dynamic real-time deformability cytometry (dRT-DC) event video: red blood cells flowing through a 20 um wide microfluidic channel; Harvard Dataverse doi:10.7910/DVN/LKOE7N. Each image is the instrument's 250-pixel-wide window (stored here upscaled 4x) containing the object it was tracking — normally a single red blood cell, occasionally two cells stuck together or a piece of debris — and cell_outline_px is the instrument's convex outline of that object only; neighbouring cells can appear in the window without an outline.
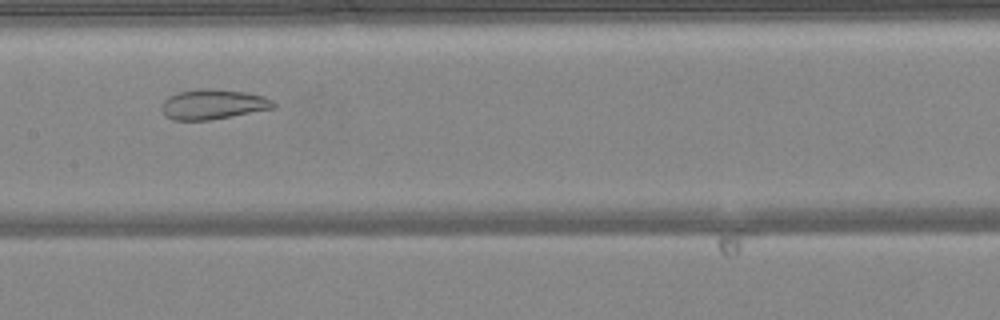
{"species": "common noctule bat (a hibernating species)", "species_latin": "Nyctalus noctula", "temperature_condition": "warm", "stored_images_in_passage": 37, "camera_frame_rate_fps": 3000, "um_per_image_px": 0.085, "animal": {"sex": "female", "body_mass_g": 24.6, "forearm_length_mm": 56.2}, "frame": {"image": 1, "passage_image": 13, "time_ms": 4.0, "image_size_px": [1000, 320], "cell_outline_px": [[276, 104], [272, 108], [208, 120], [172, 120], [164, 116], [160, 108], [164, 100], [168, 96], [180, 92], [212, 88], [244, 92], [264, 96], [272, 100]], "centroid_in_image_um": [18.05, 8.87], "position_along_channel_um": 189.3, "area_um2": 19.25}}
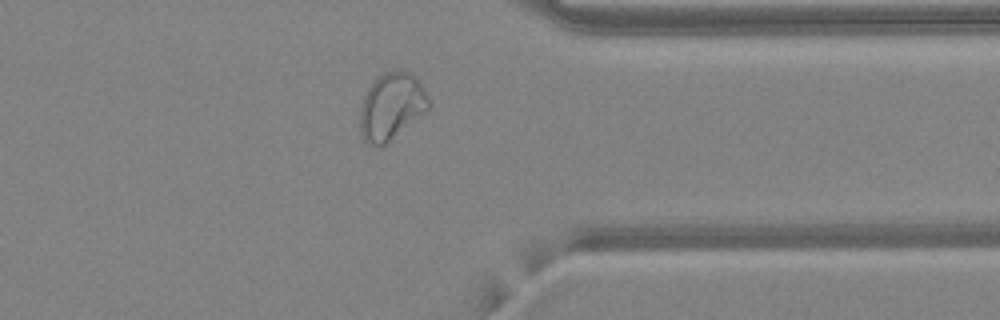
{"frame": {"image": 2, "passage_image": 27, "time_ms": 8.667, "image_size_px": [1000, 320], "cell_outline_px": [[432, 104], [424, 112], [384, 144], [368, 144], [364, 140], [360, 132], [360, 108], [364, 96], [368, 88], [376, 76], [384, 72], [408, 72], [420, 80]], "centroid_in_image_um": [33.26, 9.0], "position_along_channel_um": 378.1, "area_um2": 26.24}}
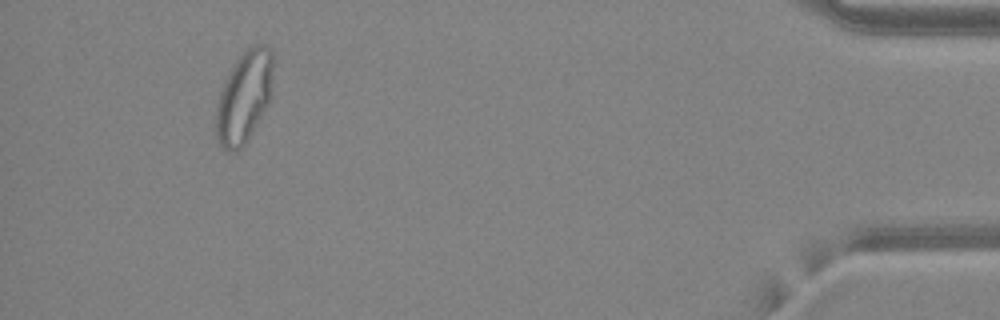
{"frame": {"image": 3, "passage_image": 34, "time_ms": 11.0, "image_size_px": [1000, 320], "cell_outline_px": [[272, 96], [268, 104], [248, 140], [240, 148], [232, 152], [228, 152], [216, 140], [216, 108], [220, 92], [224, 80], [232, 64], [248, 48], [256, 44], [264, 44], [272, 52]], "centroid_in_image_um": [20.74, 8.25], "position_along_channel_um": 414.5, "area_um2": 30.58}, "authors_computed_cell_mechanics": {"area_um2": 23.7558, "velocity_mm_per_s": 4.2051, "shape_relaxation_time_tau1_ms": null, "shape_relaxation_time_tau2_ms": 1.419, "deformation_change_tau1": null, "deformation_change_tau2": 0.0841}}